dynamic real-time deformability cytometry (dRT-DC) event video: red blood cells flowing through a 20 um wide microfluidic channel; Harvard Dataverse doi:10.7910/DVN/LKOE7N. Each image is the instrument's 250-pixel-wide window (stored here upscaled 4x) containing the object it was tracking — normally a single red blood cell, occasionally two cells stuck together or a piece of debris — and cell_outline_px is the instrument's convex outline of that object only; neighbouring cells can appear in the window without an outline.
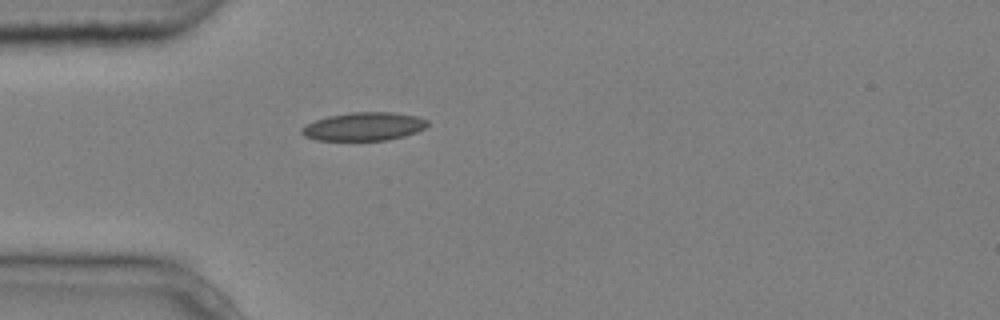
{"species": "common noctule bat (a hibernating species)", "species_latin": "Nyctalus noctula", "temperature_condition": "cold", "stored_images_in_passage": 1, "camera_frame_rate_fps": 3000, "um_per_image_px": 0.085, "animal": {"sex": "male", "body_mass_g": 20.4}, "frame": {"image": 1, "passage_image": 1, "time_ms": 0.0, "image_size_px": [1000, 320], "cell_outline_px": [[428, 124], [424, 128], [416, 132], [404, 136], [388, 140], [316, 140], [304, 136], [300, 132], [300, 128], [316, 120], [328, 116], [352, 112], [392, 112], [416, 116], [428, 120]], "centroid_in_image_um": [30.92, 10.75], "position_along_channel_um": 54.1, "area_um2": 20.69}}